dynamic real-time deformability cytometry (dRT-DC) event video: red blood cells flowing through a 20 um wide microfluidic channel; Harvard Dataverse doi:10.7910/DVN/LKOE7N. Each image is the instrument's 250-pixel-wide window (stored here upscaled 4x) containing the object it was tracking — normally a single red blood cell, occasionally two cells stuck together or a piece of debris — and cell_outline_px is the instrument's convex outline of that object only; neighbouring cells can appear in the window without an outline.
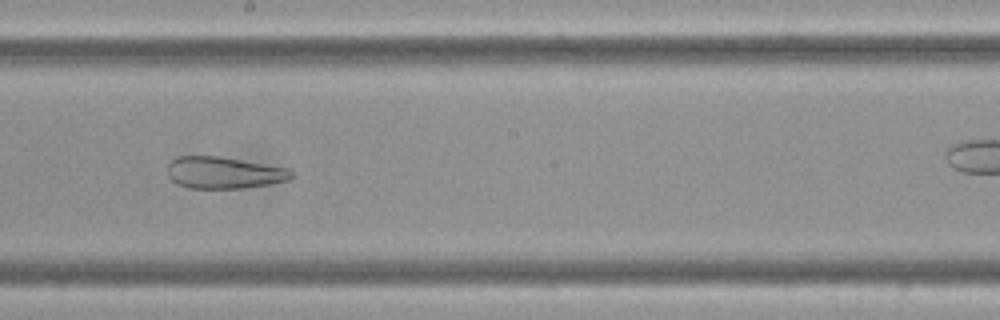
{"species": "Egyptian fruit bat (a non-hibernating species)", "species_latin": "Rousettus aegyptiacus", "temperature_condition": "cold", "stored_images_in_passage": 9, "camera_frame_rate_fps": 3000, "um_per_image_px": 0.085, "frame": {"image": 1, "passage_image": 7, "time_ms": 2.0, "image_size_px": [1000, 320], "cell_outline_px": [[292, 176], [288, 180], [268, 184], [244, 188], [188, 188], [176, 184], [168, 176], [168, 164], [176, 156], [220, 156], [288, 168], [292, 172]], "centroid_in_image_um": [19.0, 14.67], "position_along_channel_um": 229.2, "area_um2": 22.95}}